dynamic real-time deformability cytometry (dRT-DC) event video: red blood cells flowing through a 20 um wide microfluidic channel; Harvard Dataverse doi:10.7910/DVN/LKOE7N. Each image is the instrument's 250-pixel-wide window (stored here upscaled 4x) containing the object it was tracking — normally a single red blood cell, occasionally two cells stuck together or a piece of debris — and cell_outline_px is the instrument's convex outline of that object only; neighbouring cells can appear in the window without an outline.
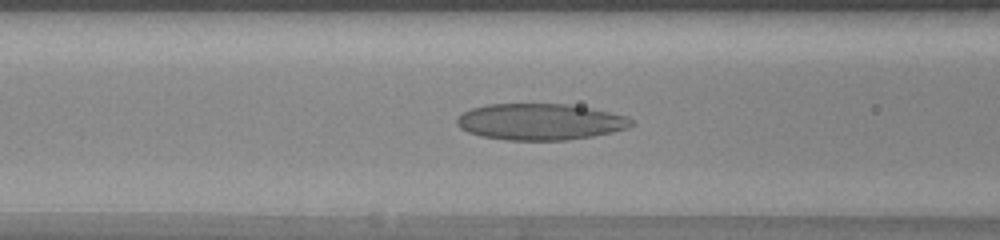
{"species": "human", "species_latin": "Homo sapiens", "temperature_condition": "warm", "stored_images_in_passage": 50, "camera_frame_rate_fps": 3000, "um_per_image_px": 0.085, "donor": {"sex": "female"}, "frame": {"image": 1, "passage_image": 20, "time_ms": 6.333, "image_size_px": [1000, 240], "cell_outline_px": [[636, 124], [628, 128], [612, 132], [592, 136], [568, 140], [508, 140], [484, 136], [468, 132], [460, 128], [456, 124], [456, 120], [464, 112], [472, 108], [488, 104], [568, 104], [592, 108], [628, 116]], "centroid_in_image_um": [45.96, 10.35], "position_along_channel_um": 120.6, "area_um2": 36.99}}
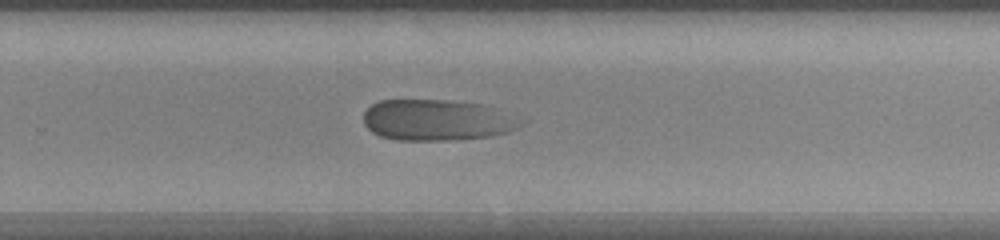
{"frame": {"image": 2, "passage_image": 33, "time_ms": 10.667, "image_size_px": [1000, 240], "cell_outline_px": [[528, 124], [508, 132], [492, 136], [448, 140], [396, 140], [380, 136], [372, 132], [364, 124], [364, 112], [372, 104], [380, 100], [452, 100], [484, 104], [528, 120]], "centroid_in_image_um": [37.23, 10.2], "position_along_channel_um": 292.6, "area_um2": 38.21}}
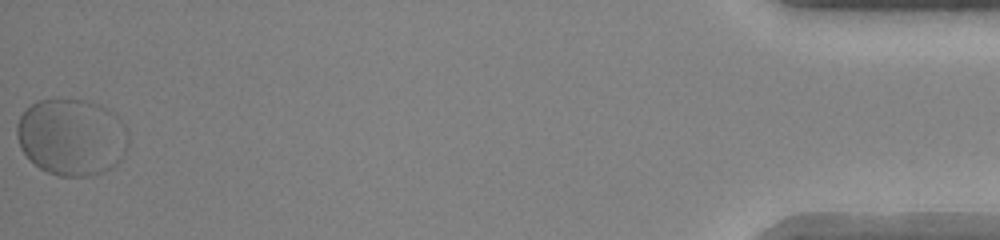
{"frame": {"image": 3, "passage_image": 50, "time_ms": 16.333, "image_size_px": [1000, 240], "cell_outline_px": [[128, 148], [120, 160], [112, 168], [104, 172], [92, 176], [60, 176], [48, 172], [40, 168], [20, 148], [16, 136], [16, 124], [24, 108], [36, 100], [52, 96], [84, 100], [100, 104], [108, 108], [128, 128]], "centroid_in_image_um": [6.08, 11.6], "position_along_channel_um": 429.1, "area_um2": 51.15}, "authors_computed_cell_mechanics": {"area_um2": 41.0091, "velocity_mm_per_s": 3.9771, "shape_relaxation_time_tau1_ms": 2.6377, "shape_relaxation_time_tau2_ms": null, "deformation_change_tau1": 0.0813, "deformation_change_tau2": null}}